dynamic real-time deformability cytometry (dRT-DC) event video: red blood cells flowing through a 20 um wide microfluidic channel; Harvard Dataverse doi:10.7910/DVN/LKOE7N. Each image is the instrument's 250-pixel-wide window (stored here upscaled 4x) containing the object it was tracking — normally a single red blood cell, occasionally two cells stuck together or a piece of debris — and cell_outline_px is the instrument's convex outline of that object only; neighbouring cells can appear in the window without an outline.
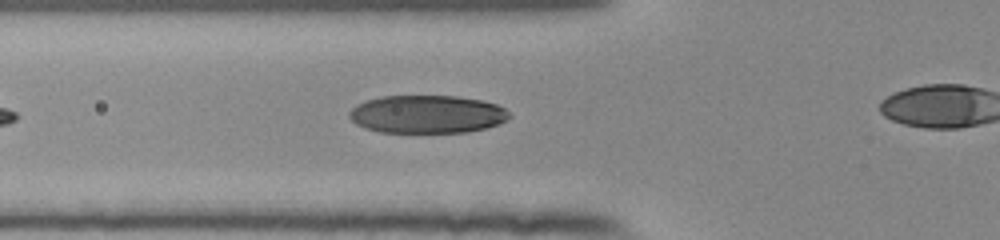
{"species": "human", "species_latin": "Homo sapiens", "temperature_condition": "room temperature", "stored_images_in_passage": 33, "camera_frame_rate_fps": 3000, "um_per_image_px": 0.085, "donor": {"sex": "female"}, "frame": {"image": 1, "passage_image": 6, "time_ms": 1.667, "image_size_px": [1000, 240], "cell_outline_px": [[512, 116], [508, 120], [484, 128], [468, 132], [380, 132], [364, 128], [356, 124], [348, 116], [348, 112], [356, 104], [380, 96], [456, 96], [480, 100], [496, 104], [504, 108]], "centroid_in_image_um": [36.28, 9.71], "position_along_channel_um": 89.5, "area_um2": 35.43}}
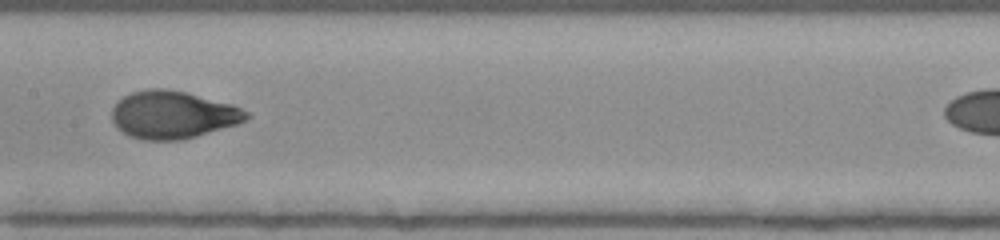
{"frame": {"image": 2, "passage_image": 14, "time_ms": 4.333, "image_size_px": [1000, 240], "cell_outline_px": [[252, 116], [236, 124], [196, 136], [180, 140], [144, 140], [132, 136], [124, 132], [112, 120], [112, 108], [124, 96], [132, 92], [148, 88], [164, 88], [184, 92], [232, 104], [248, 112]], "centroid_in_image_um": [14.7, 9.75], "position_along_channel_um": 192.7, "area_um2": 36.82}}
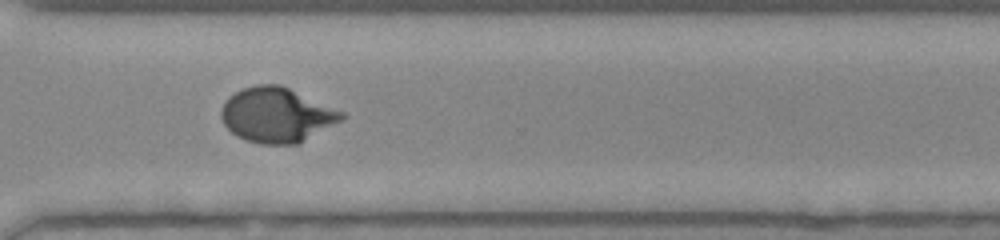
{"frame": {"image": 3, "passage_image": 26, "time_ms": 8.333, "image_size_px": [1000, 240], "cell_outline_px": [[348, 116], [344, 120], [296, 144], [260, 144], [236, 136], [224, 124], [220, 116], [220, 108], [228, 96], [244, 88], [256, 84], [280, 84], [344, 112]], "centroid_in_image_um": [23.52, 9.76], "position_along_channel_um": 347.1, "area_um2": 38.49}}